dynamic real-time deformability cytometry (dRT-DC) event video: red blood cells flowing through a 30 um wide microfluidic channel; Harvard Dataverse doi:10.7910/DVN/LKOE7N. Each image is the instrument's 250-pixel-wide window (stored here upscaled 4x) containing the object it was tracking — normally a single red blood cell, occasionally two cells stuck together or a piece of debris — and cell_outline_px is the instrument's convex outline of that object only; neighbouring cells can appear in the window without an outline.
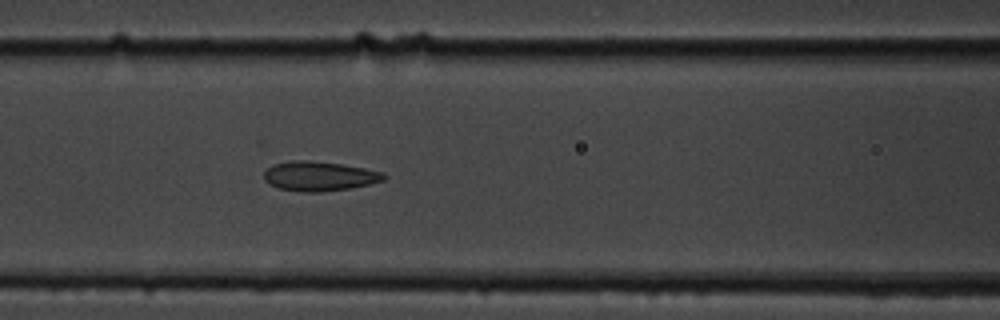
{"species": "common noctule bat (a hibernating species)", "species_latin": "Nyctalus noctula", "temperature_condition": "cold", "stored_images_in_passage": 8, "camera_frame_rate_fps": 3000, "um_per_image_px": 0.085, "animal": {"sex": "male", "body_mass_g": 19.5, "forearm_length_mm": 54.6}, "frame": {"image": 1, "passage_image": 8, "time_ms": 7.667, "image_size_px": [1000, 320], "cell_outline_px": [[388, 176], [384, 180], [368, 184], [348, 188], [320, 192], [304, 192], [280, 188], [264, 180], [264, 172], [272, 164], [292, 160], [304, 160], [340, 164], [364, 168], [384, 172]], "centroid_in_image_um": [27.15, 14.96], "position_along_channel_um": 139.5, "area_um2": 20.4}}